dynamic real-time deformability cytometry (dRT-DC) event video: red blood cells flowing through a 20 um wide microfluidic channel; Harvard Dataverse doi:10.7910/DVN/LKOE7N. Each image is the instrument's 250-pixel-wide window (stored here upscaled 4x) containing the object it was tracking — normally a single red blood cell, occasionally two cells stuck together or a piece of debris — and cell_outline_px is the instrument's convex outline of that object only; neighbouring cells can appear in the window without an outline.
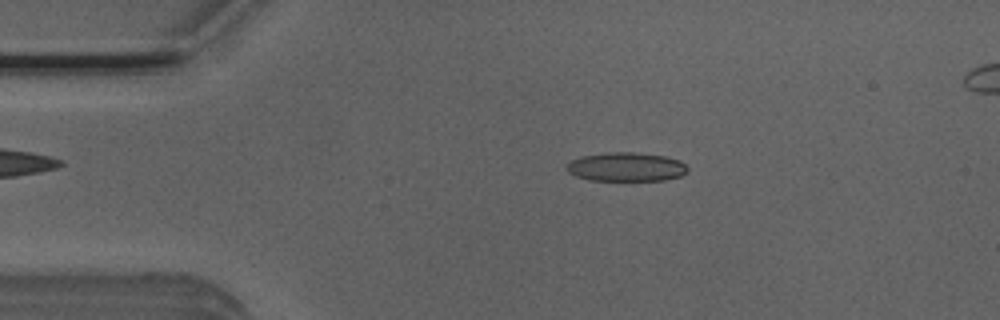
{"species": "Egyptian fruit bat (a non-hibernating species)", "species_latin": "Rousettus aegyptiacus", "temperature_condition": "room temperature", "stored_images_in_passage": 4, "camera_frame_rate_fps": 3000, "um_per_image_px": 0.085, "animal": {"sex": "male"}, "frame": {"image": 1, "passage_image": 2, "time_ms": 0.333, "image_size_px": [1000, 320], "cell_outline_px": [[688, 172], [680, 176], [664, 180], [588, 180], [576, 176], [568, 172], [564, 168], [572, 160], [580, 156], [604, 152], [632, 152], [664, 156], [680, 160], [688, 168]], "centroid_in_image_um": [53.2, 14.18], "position_along_channel_um": 31.8, "area_um2": 20.46}}